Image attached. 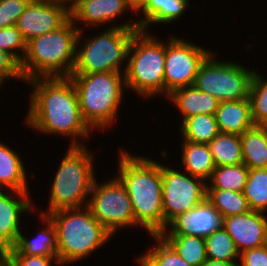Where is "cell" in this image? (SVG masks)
<instances>
[{
  "mask_svg": "<svg viewBox=\"0 0 267 266\" xmlns=\"http://www.w3.org/2000/svg\"><path fill=\"white\" fill-rule=\"evenodd\" d=\"M204 240L207 259L232 262L238 266L240 254L232 238L223 227L213 231L208 237L204 238Z\"/></svg>",
  "mask_w": 267,
  "mask_h": 266,
  "instance_id": "cell-31",
  "label": "cell"
},
{
  "mask_svg": "<svg viewBox=\"0 0 267 266\" xmlns=\"http://www.w3.org/2000/svg\"><path fill=\"white\" fill-rule=\"evenodd\" d=\"M127 10H132L136 14L127 0H76L70 6V18L74 24L82 22L87 27L104 26V24L106 26L107 23L109 27H117L111 23Z\"/></svg>",
  "mask_w": 267,
  "mask_h": 266,
  "instance_id": "cell-17",
  "label": "cell"
},
{
  "mask_svg": "<svg viewBox=\"0 0 267 266\" xmlns=\"http://www.w3.org/2000/svg\"><path fill=\"white\" fill-rule=\"evenodd\" d=\"M249 168L244 164L216 167L210 178L207 189L232 190L244 192Z\"/></svg>",
  "mask_w": 267,
  "mask_h": 266,
  "instance_id": "cell-28",
  "label": "cell"
},
{
  "mask_svg": "<svg viewBox=\"0 0 267 266\" xmlns=\"http://www.w3.org/2000/svg\"><path fill=\"white\" fill-rule=\"evenodd\" d=\"M164 64L165 43L139 30L132 39L124 68L126 88L144 99L164 95Z\"/></svg>",
  "mask_w": 267,
  "mask_h": 266,
  "instance_id": "cell-8",
  "label": "cell"
},
{
  "mask_svg": "<svg viewBox=\"0 0 267 266\" xmlns=\"http://www.w3.org/2000/svg\"><path fill=\"white\" fill-rule=\"evenodd\" d=\"M201 266H237V265L232 262L215 261L207 259Z\"/></svg>",
  "mask_w": 267,
  "mask_h": 266,
  "instance_id": "cell-39",
  "label": "cell"
},
{
  "mask_svg": "<svg viewBox=\"0 0 267 266\" xmlns=\"http://www.w3.org/2000/svg\"><path fill=\"white\" fill-rule=\"evenodd\" d=\"M167 98L182 114L181 122L197 114H215L219 105L215 97L198 90L194 85L175 89Z\"/></svg>",
  "mask_w": 267,
  "mask_h": 266,
  "instance_id": "cell-19",
  "label": "cell"
},
{
  "mask_svg": "<svg viewBox=\"0 0 267 266\" xmlns=\"http://www.w3.org/2000/svg\"><path fill=\"white\" fill-rule=\"evenodd\" d=\"M76 49V64L72 74L99 72H123L120 66L128 60V52L134 35L140 30L137 21H127L117 27H108L94 37H82L84 28H79ZM82 40V44H81ZM83 45V46H82Z\"/></svg>",
  "mask_w": 267,
  "mask_h": 266,
  "instance_id": "cell-5",
  "label": "cell"
},
{
  "mask_svg": "<svg viewBox=\"0 0 267 266\" xmlns=\"http://www.w3.org/2000/svg\"><path fill=\"white\" fill-rule=\"evenodd\" d=\"M19 197V198H18ZM29 192L0 189V245L11 249L21 232V216L34 208Z\"/></svg>",
  "mask_w": 267,
  "mask_h": 266,
  "instance_id": "cell-15",
  "label": "cell"
},
{
  "mask_svg": "<svg viewBox=\"0 0 267 266\" xmlns=\"http://www.w3.org/2000/svg\"><path fill=\"white\" fill-rule=\"evenodd\" d=\"M182 142L183 151L180 157L184 171L206 182L210 180L216 166L209 145L183 140Z\"/></svg>",
  "mask_w": 267,
  "mask_h": 266,
  "instance_id": "cell-23",
  "label": "cell"
},
{
  "mask_svg": "<svg viewBox=\"0 0 267 266\" xmlns=\"http://www.w3.org/2000/svg\"><path fill=\"white\" fill-rule=\"evenodd\" d=\"M94 157L86 146H70L51 183L47 215L59 210L83 208L88 205L95 180Z\"/></svg>",
  "mask_w": 267,
  "mask_h": 266,
  "instance_id": "cell-7",
  "label": "cell"
},
{
  "mask_svg": "<svg viewBox=\"0 0 267 266\" xmlns=\"http://www.w3.org/2000/svg\"><path fill=\"white\" fill-rule=\"evenodd\" d=\"M191 266H201L206 260V246L203 237L195 235H161Z\"/></svg>",
  "mask_w": 267,
  "mask_h": 266,
  "instance_id": "cell-27",
  "label": "cell"
},
{
  "mask_svg": "<svg viewBox=\"0 0 267 266\" xmlns=\"http://www.w3.org/2000/svg\"><path fill=\"white\" fill-rule=\"evenodd\" d=\"M151 236L156 241V246H149L148 252L139 255L137 263L140 266H191L161 235Z\"/></svg>",
  "mask_w": 267,
  "mask_h": 266,
  "instance_id": "cell-29",
  "label": "cell"
},
{
  "mask_svg": "<svg viewBox=\"0 0 267 266\" xmlns=\"http://www.w3.org/2000/svg\"><path fill=\"white\" fill-rule=\"evenodd\" d=\"M248 98L254 125L267 126V81L257 71L252 78Z\"/></svg>",
  "mask_w": 267,
  "mask_h": 266,
  "instance_id": "cell-33",
  "label": "cell"
},
{
  "mask_svg": "<svg viewBox=\"0 0 267 266\" xmlns=\"http://www.w3.org/2000/svg\"><path fill=\"white\" fill-rule=\"evenodd\" d=\"M131 154L120 150L116 177L127 190L136 227H144L149 235H160L164 231L162 163Z\"/></svg>",
  "mask_w": 267,
  "mask_h": 266,
  "instance_id": "cell-2",
  "label": "cell"
},
{
  "mask_svg": "<svg viewBox=\"0 0 267 266\" xmlns=\"http://www.w3.org/2000/svg\"><path fill=\"white\" fill-rule=\"evenodd\" d=\"M215 116L222 133L241 135L254 126L249 98L219 102Z\"/></svg>",
  "mask_w": 267,
  "mask_h": 266,
  "instance_id": "cell-18",
  "label": "cell"
},
{
  "mask_svg": "<svg viewBox=\"0 0 267 266\" xmlns=\"http://www.w3.org/2000/svg\"><path fill=\"white\" fill-rule=\"evenodd\" d=\"M77 91L80 113L88 126L109 130L118 117L123 99L125 78L123 72H99L71 74L69 76Z\"/></svg>",
  "mask_w": 267,
  "mask_h": 266,
  "instance_id": "cell-4",
  "label": "cell"
},
{
  "mask_svg": "<svg viewBox=\"0 0 267 266\" xmlns=\"http://www.w3.org/2000/svg\"><path fill=\"white\" fill-rule=\"evenodd\" d=\"M45 225L37 236L28 239L20 232L14 246L7 253H22L23 255L57 256V231L47 215L39 214Z\"/></svg>",
  "mask_w": 267,
  "mask_h": 266,
  "instance_id": "cell-20",
  "label": "cell"
},
{
  "mask_svg": "<svg viewBox=\"0 0 267 266\" xmlns=\"http://www.w3.org/2000/svg\"><path fill=\"white\" fill-rule=\"evenodd\" d=\"M26 173L20 155L0 141V189L28 192Z\"/></svg>",
  "mask_w": 267,
  "mask_h": 266,
  "instance_id": "cell-22",
  "label": "cell"
},
{
  "mask_svg": "<svg viewBox=\"0 0 267 266\" xmlns=\"http://www.w3.org/2000/svg\"><path fill=\"white\" fill-rule=\"evenodd\" d=\"M239 259L238 266H267V244L242 252Z\"/></svg>",
  "mask_w": 267,
  "mask_h": 266,
  "instance_id": "cell-38",
  "label": "cell"
},
{
  "mask_svg": "<svg viewBox=\"0 0 267 266\" xmlns=\"http://www.w3.org/2000/svg\"><path fill=\"white\" fill-rule=\"evenodd\" d=\"M240 139L243 163L249 169L267 168V126L254 125Z\"/></svg>",
  "mask_w": 267,
  "mask_h": 266,
  "instance_id": "cell-24",
  "label": "cell"
},
{
  "mask_svg": "<svg viewBox=\"0 0 267 266\" xmlns=\"http://www.w3.org/2000/svg\"><path fill=\"white\" fill-rule=\"evenodd\" d=\"M23 80L20 64L6 51L0 49V87L6 80Z\"/></svg>",
  "mask_w": 267,
  "mask_h": 266,
  "instance_id": "cell-37",
  "label": "cell"
},
{
  "mask_svg": "<svg viewBox=\"0 0 267 266\" xmlns=\"http://www.w3.org/2000/svg\"><path fill=\"white\" fill-rule=\"evenodd\" d=\"M0 49L9 53L19 64L21 63L26 54L27 42L16 26L0 28Z\"/></svg>",
  "mask_w": 267,
  "mask_h": 266,
  "instance_id": "cell-34",
  "label": "cell"
},
{
  "mask_svg": "<svg viewBox=\"0 0 267 266\" xmlns=\"http://www.w3.org/2000/svg\"><path fill=\"white\" fill-rule=\"evenodd\" d=\"M146 1L147 0H127L128 4L133 8L136 13Z\"/></svg>",
  "mask_w": 267,
  "mask_h": 266,
  "instance_id": "cell-40",
  "label": "cell"
},
{
  "mask_svg": "<svg viewBox=\"0 0 267 266\" xmlns=\"http://www.w3.org/2000/svg\"><path fill=\"white\" fill-rule=\"evenodd\" d=\"M205 180L162 165V204L164 230L178 215L188 212L207 199Z\"/></svg>",
  "mask_w": 267,
  "mask_h": 266,
  "instance_id": "cell-11",
  "label": "cell"
},
{
  "mask_svg": "<svg viewBox=\"0 0 267 266\" xmlns=\"http://www.w3.org/2000/svg\"><path fill=\"white\" fill-rule=\"evenodd\" d=\"M208 145L216 167L243 163L240 135L220 132Z\"/></svg>",
  "mask_w": 267,
  "mask_h": 266,
  "instance_id": "cell-26",
  "label": "cell"
},
{
  "mask_svg": "<svg viewBox=\"0 0 267 266\" xmlns=\"http://www.w3.org/2000/svg\"><path fill=\"white\" fill-rule=\"evenodd\" d=\"M207 200L222 218L244 214L251 210L243 192L207 189Z\"/></svg>",
  "mask_w": 267,
  "mask_h": 266,
  "instance_id": "cell-30",
  "label": "cell"
},
{
  "mask_svg": "<svg viewBox=\"0 0 267 266\" xmlns=\"http://www.w3.org/2000/svg\"><path fill=\"white\" fill-rule=\"evenodd\" d=\"M167 227L160 235H195L206 238L222 227V217L206 199L188 212L178 215Z\"/></svg>",
  "mask_w": 267,
  "mask_h": 266,
  "instance_id": "cell-16",
  "label": "cell"
},
{
  "mask_svg": "<svg viewBox=\"0 0 267 266\" xmlns=\"http://www.w3.org/2000/svg\"><path fill=\"white\" fill-rule=\"evenodd\" d=\"M70 18V6L63 2L31 0L19 16L16 27L26 42L54 31Z\"/></svg>",
  "mask_w": 267,
  "mask_h": 266,
  "instance_id": "cell-13",
  "label": "cell"
},
{
  "mask_svg": "<svg viewBox=\"0 0 267 266\" xmlns=\"http://www.w3.org/2000/svg\"><path fill=\"white\" fill-rule=\"evenodd\" d=\"M107 182L95 179L87 207L93 217L113 236L123 227H136V220L125 186L115 176Z\"/></svg>",
  "mask_w": 267,
  "mask_h": 266,
  "instance_id": "cell-10",
  "label": "cell"
},
{
  "mask_svg": "<svg viewBox=\"0 0 267 266\" xmlns=\"http://www.w3.org/2000/svg\"><path fill=\"white\" fill-rule=\"evenodd\" d=\"M7 250L0 245V265H7Z\"/></svg>",
  "mask_w": 267,
  "mask_h": 266,
  "instance_id": "cell-41",
  "label": "cell"
},
{
  "mask_svg": "<svg viewBox=\"0 0 267 266\" xmlns=\"http://www.w3.org/2000/svg\"><path fill=\"white\" fill-rule=\"evenodd\" d=\"M214 54L212 51L200 66L194 86L219 102L248 98L256 70L230 60H215Z\"/></svg>",
  "mask_w": 267,
  "mask_h": 266,
  "instance_id": "cell-9",
  "label": "cell"
},
{
  "mask_svg": "<svg viewBox=\"0 0 267 266\" xmlns=\"http://www.w3.org/2000/svg\"><path fill=\"white\" fill-rule=\"evenodd\" d=\"M222 227L232 238L239 254L267 244V217L265 212L247 213L222 218Z\"/></svg>",
  "mask_w": 267,
  "mask_h": 266,
  "instance_id": "cell-14",
  "label": "cell"
},
{
  "mask_svg": "<svg viewBox=\"0 0 267 266\" xmlns=\"http://www.w3.org/2000/svg\"><path fill=\"white\" fill-rule=\"evenodd\" d=\"M31 0H0V28L15 26Z\"/></svg>",
  "mask_w": 267,
  "mask_h": 266,
  "instance_id": "cell-35",
  "label": "cell"
},
{
  "mask_svg": "<svg viewBox=\"0 0 267 266\" xmlns=\"http://www.w3.org/2000/svg\"><path fill=\"white\" fill-rule=\"evenodd\" d=\"M189 6V0H147L137 11V14L142 13L144 18L136 21L140 30L147 31L151 24H167L177 21Z\"/></svg>",
  "mask_w": 267,
  "mask_h": 266,
  "instance_id": "cell-21",
  "label": "cell"
},
{
  "mask_svg": "<svg viewBox=\"0 0 267 266\" xmlns=\"http://www.w3.org/2000/svg\"><path fill=\"white\" fill-rule=\"evenodd\" d=\"M49 1L63 2L65 4L68 3V6H71L76 0H49Z\"/></svg>",
  "mask_w": 267,
  "mask_h": 266,
  "instance_id": "cell-42",
  "label": "cell"
},
{
  "mask_svg": "<svg viewBox=\"0 0 267 266\" xmlns=\"http://www.w3.org/2000/svg\"><path fill=\"white\" fill-rule=\"evenodd\" d=\"M79 26L69 18L58 29L27 42L20 63L24 82L35 78L69 77L76 64Z\"/></svg>",
  "mask_w": 267,
  "mask_h": 266,
  "instance_id": "cell-3",
  "label": "cell"
},
{
  "mask_svg": "<svg viewBox=\"0 0 267 266\" xmlns=\"http://www.w3.org/2000/svg\"><path fill=\"white\" fill-rule=\"evenodd\" d=\"M25 83L34 88L30 93L26 125L42 134L71 137L70 146H84L79 139L89 138L92 129L81 116L77 91L71 79L35 78Z\"/></svg>",
  "mask_w": 267,
  "mask_h": 266,
  "instance_id": "cell-1",
  "label": "cell"
},
{
  "mask_svg": "<svg viewBox=\"0 0 267 266\" xmlns=\"http://www.w3.org/2000/svg\"><path fill=\"white\" fill-rule=\"evenodd\" d=\"M180 133L184 141L209 144L219 133L215 114H197L184 119Z\"/></svg>",
  "mask_w": 267,
  "mask_h": 266,
  "instance_id": "cell-25",
  "label": "cell"
},
{
  "mask_svg": "<svg viewBox=\"0 0 267 266\" xmlns=\"http://www.w3.org/2000/svg\"><path fill=\"white\" fill-rule=\"evenodd\" d=\"M59 264L58 256L23 255L22 253H7V266H52Z\"/></svg>",
  "mask_w": 267,
  "mask_h": 266,
  "instance_id": "cell-36",
  "label": "cell"
},
{
  "mask_svg": "<svg viewBox=\"0 0 267 266\" xmlns=\"http://www.w3.org/2000/svg\"><path fill=\"white\" fill-rule=\"evenodd\" d=\"M176 36L165 43L164 97L173 90L193 86L200 66L212 53Z\"/></svg>",
  "mask_w": 267,
  "mask_h": 266,
  "instance_id": "cell-12",
  "label": "cell"
},
{
  "mask_svg": "<svg viewBox=\"0 0 267 266\" xmlns=\"http://www.w3.org/2000/svg\"><path fill=\"white\" fill-rule=\"evenodd\" d=\"M243 193L251 210L267 213V168L249 169Z\"/></svg>",
  "mask_w": 267,
  "mask_h": 266,
  "instance_id": "cell-32",
  "label": "cell"
},
{
  "mask_svg": "<svg viewBox=\"0 0 267 266\" xmlns=\"http://www.w3.org/2000/svg\"><path fill=\"white\" fill-rule=\"evenodd\" d=\"M57 231V256L60 265L84 259L109 241L112 234L86 206L47 214Z\"/></svg>",
  "mask_w": 267,
  "mask_h": 266,
  "instance_id": "cell-6",
  "label": "cell"
}]
</instances>
